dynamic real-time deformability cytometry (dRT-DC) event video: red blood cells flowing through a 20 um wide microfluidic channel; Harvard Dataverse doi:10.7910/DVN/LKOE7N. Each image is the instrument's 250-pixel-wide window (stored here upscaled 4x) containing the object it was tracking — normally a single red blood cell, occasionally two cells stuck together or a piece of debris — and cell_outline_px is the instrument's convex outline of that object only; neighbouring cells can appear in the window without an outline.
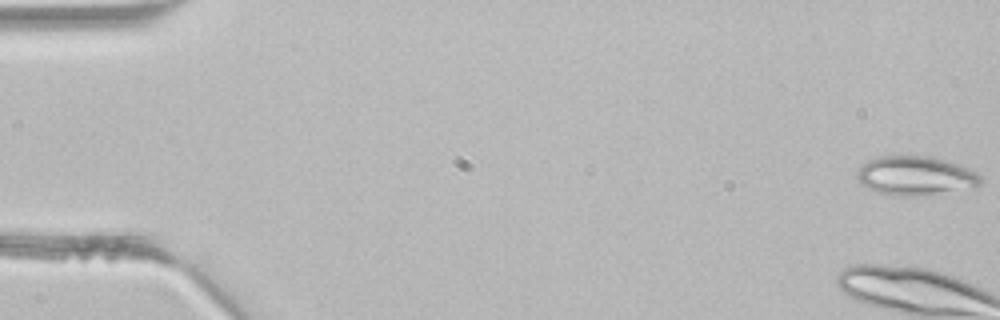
{"species": "common noctule bat (a hibernating species)", "species_latin": "Nyctalus noctula", "temperature_condition": "room temperature", "stored_images_in_passage": 3, "camera_frame_rate_fps": 3000, "um_per_image_px": 0.085, "animal": {"sex": "male", "body_mass_g": 21.5, "forearm_length_mm": 52.0}, "frame": {"image": 1, "passage_image": 1, "time_ms": 0.0, "image_size_px": [1000, 320], "cell_outline_px": [[980, 184], [976, 188], [932, 196], [892, 196], [876, 192], [860, 184], [856, 176], [856, 172], [868, 160], [880, 156], [908, 152], [932, 156], [968, 168], [976, 172], [980, 176]], "centroid_in_image_um": [77.82, 14.93], "position_along_channel_um": 7.2, "area_um2": 29.48}}